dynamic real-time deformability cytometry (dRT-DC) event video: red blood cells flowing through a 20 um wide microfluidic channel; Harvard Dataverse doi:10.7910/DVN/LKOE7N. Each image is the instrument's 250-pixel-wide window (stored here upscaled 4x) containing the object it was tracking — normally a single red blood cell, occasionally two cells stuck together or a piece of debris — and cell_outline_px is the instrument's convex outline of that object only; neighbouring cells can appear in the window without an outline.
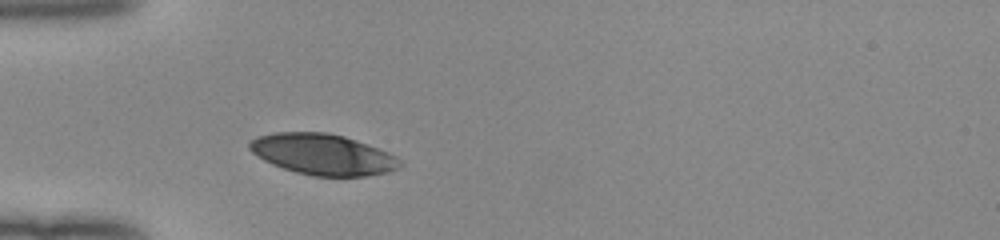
{"species": "human", "species_latin": "Homo sapiens", "temperature_condition": "room temperature", "stored_images_in_passage": 28, "camera_frame_rate_fps": 3000, "um_per_image_px": 0.085, "donor": {"sex": "female"}, "frame": {"image": 1, "passage_image": 1, "time_ms": 0.0, "image_size_px": [1000, 240], "cell_outline_px": [[404, 164], [388, 172], [364, 176], [312, 176], [296, 172], [272, 164], [264, 160], [252, 152], [248, 148], [248, 144], [256, 136], [276, 132], [328, 132], [344, 136], [356, 140], [388, 152], [396, 156]], "centroid_in_image_um": [27.43, 13.11], "position_along_channel_um": 57.6, "area_um2": 35.78}}
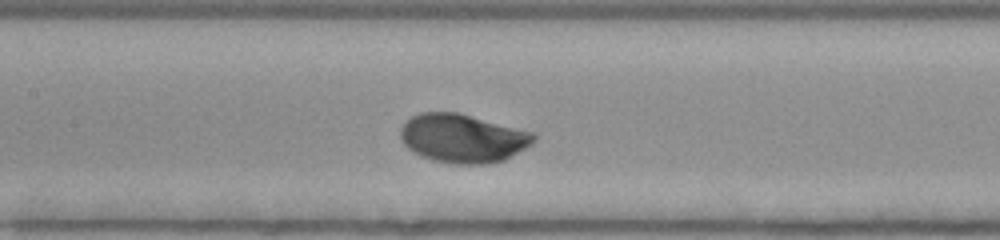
{"frame": {"image": 2, "passage_image": 10, "time_ms": 3.0, "image_size_px": [1000, 240], "cell_outline_px": [[536, 140], [532, 144], [504, 160], [488, 164], [456, 164], [432, 160], [420, 156], [408, 148], [404, 144], [400, 136], [400, 128], [412, 116], [420, 112], [456, 112], [536, 132]], "centroid_in_image_um": [39.36, 11.76], "position_along_channel_um": 168.0, "area_um2": 37.92}}
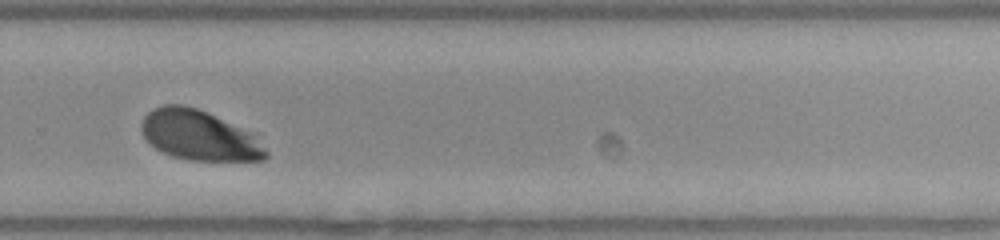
{"frame": {"image": 3, "passage_image": 21, "time_ms": 6.667, "image_size_px": [1000, 240], "cell_outline_px": [[268, 156], [264, 160], [188, 160], [172, 156], [156, 148], [144, 136], [140, 128], [140, 124], [144, 116], [152, 108], [164, 104], [180, 104], [196, 108], [248, 132], [256, 136], [268, 152]], "centroid_in_image_um": [16.89, 11.51], "position_along_channel_um": 312.9, "area_um2": 35.66}, "authors_computed_cell_mechanics": {"area_um2": 37.0498, "velocity_mm_per_s": 3.9502, "shape_relaxation_time_tau1_ms": 1.2272, "shape_relaxation_time_tau2_ms": null, "deformation_change_tau1": 0.1423, "deformation_change_tau2": null}}